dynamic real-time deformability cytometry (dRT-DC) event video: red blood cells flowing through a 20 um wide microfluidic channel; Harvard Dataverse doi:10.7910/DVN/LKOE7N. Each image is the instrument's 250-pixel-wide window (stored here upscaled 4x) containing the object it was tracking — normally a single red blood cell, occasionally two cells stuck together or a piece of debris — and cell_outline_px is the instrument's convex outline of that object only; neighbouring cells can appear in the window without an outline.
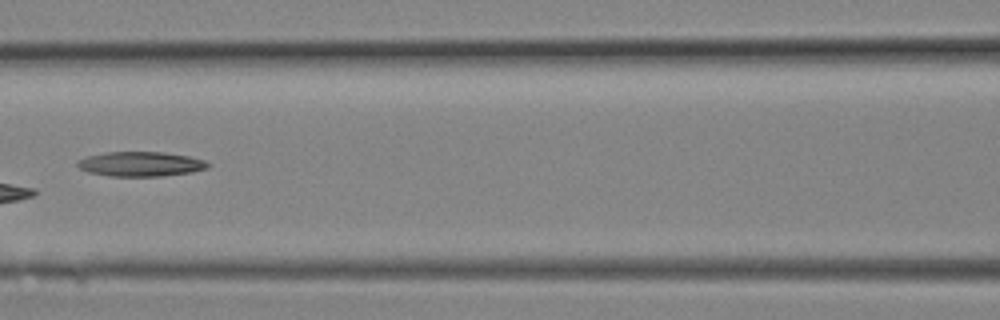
{"species": "Egyptian fruit bat (a non-hibernating species)", "species_latin": "Rousettus aegyptiacus", "temperature_condition": "room temperature", "stored_images_in_passage": 10, "camera_frame_rate_fps": 3000, "um_per_image_px": 0.085, "animal": {"sex": "female"}, "frame": {"image": 1, "passage_image": 6, "time_ms": 1.667, "image_size_px": [1000, 320], "cell_outline_px": [[212, 164], [208, 168], [192, 172], [164, 176], [108, 176], [88, 172], [80, 168], [76, 164], [76, 160], [88, 156], [108, 152], [164, 152], [188, 156], [204, 160]], "centroid_in_image_um": [11.97, 13.94], "position_along_channel_um": 154.6, "area_um2": 18.84}}
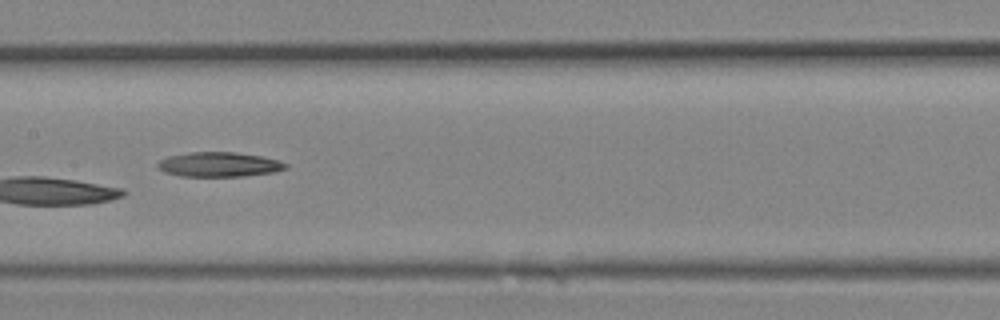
{"frame": {"image": 2, "passage_image": 7, "time_ms": 2.0, "image_size_px": [1000, 320], "cell_outline_px": [[288, 168], [272, 172], [244, 176], [180, 176], [164, 172], [156, 164], [160, 160], [168, 156], [188, 152], [236, 152], [260, 156], [280, 160], [288, 164]], "centroid_in_image_um": [18.63, 13.97], "position_along_channel_um": 188.8, "area_um2": 18.38}}